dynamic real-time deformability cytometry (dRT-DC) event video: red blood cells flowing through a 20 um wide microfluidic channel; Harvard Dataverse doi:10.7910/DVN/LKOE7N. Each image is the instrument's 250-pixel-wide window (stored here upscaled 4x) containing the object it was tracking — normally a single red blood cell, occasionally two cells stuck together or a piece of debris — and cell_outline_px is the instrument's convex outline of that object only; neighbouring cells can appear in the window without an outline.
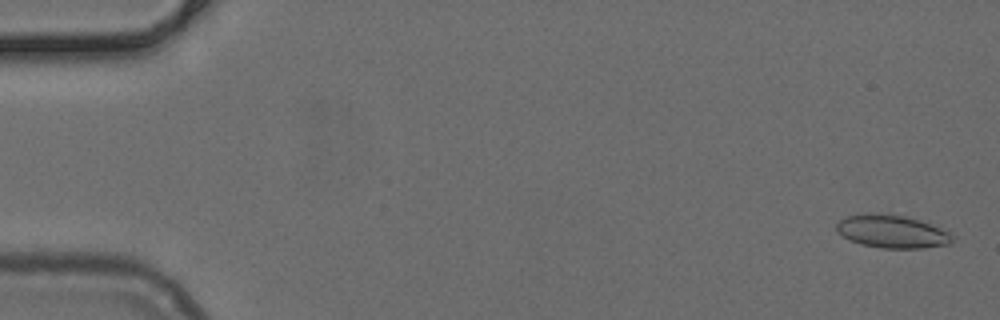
{"species": "common noctule bat (a hibernating species)", "species_latin": "Nyctalus noctula", "temperature_condition": "cold", "stored_images_in_passage": 46, "camera_frame_rate_fps": 3000, "um_per_image_px": 0.085, "animal": {"sex": "female", "body_mass_g": 24.6, "forearm_length_mm": 56.2}, "frame": {"image": 1, "passage_image": 2, "time_ms": 0.333, "image_size_px": [1000, 320], "cell_outline_px": [[956, 236], [948, 244], [924, 248], [884, 248], [860, 244], [836, 232], [836, 224], [840, 220], [848, 216], [876, 212], [904, 216], [920, 220], [940, 228]], "centroid_in_image_um": [75.83, 19.67], "position_along_channel_um": 9.2, "area_um2": 22.14}}
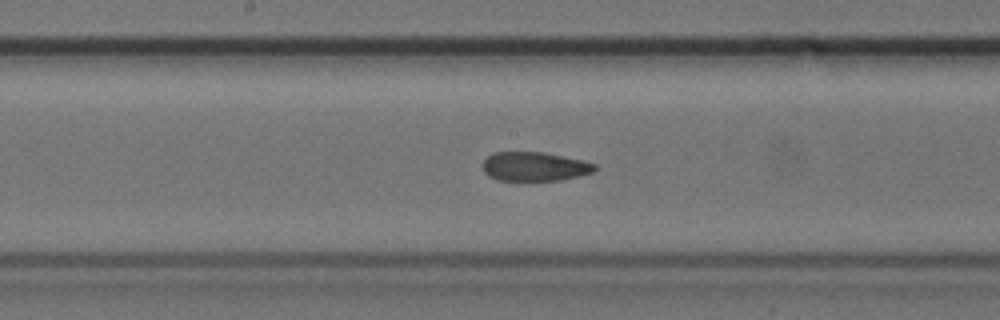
{"frame": {"image": 2, "passage_image": 27, "time_ms": 8.667, "image_size_px": [1000, 320], "cell_outline_px": [[596, 168], [592, 172], [580, 176], [560, 180], [496, 180], [488, 176], [484, 172], [484, 160], [492, 152], [544, 152], [584, 160], [596, 164]], "centroid_in_image_um": [45.45, 14.15], "position_along_channel_um": 202.8, "area_um2": 19.02}}
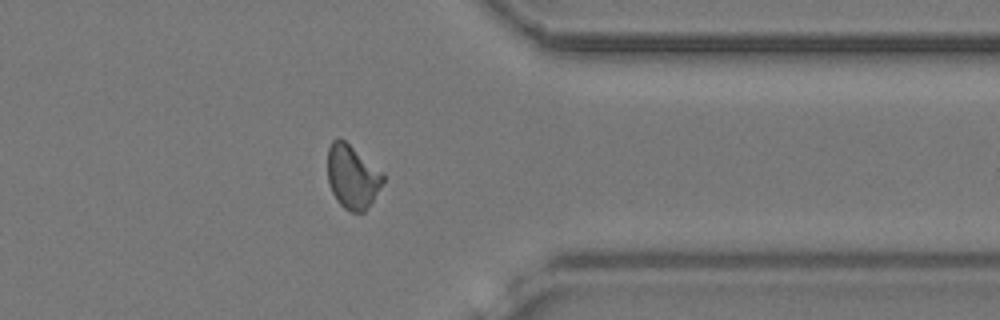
{"frame": {"image": 3, "passage_image": 41, "time_ms": 13.333, "image_size_px": [1000, 320], "cell_outline_px": [[384, 180], [368, 208], [364, 212], [352, 212], [344, 208], [336, 200], [328, 184], [328, 148], [332, 140], [344, 140], [384, 172]], "centroid_in_image_um": [29.95, 15.04], "position_along_channel_um": 381.4, "area_um2": 20.52}}